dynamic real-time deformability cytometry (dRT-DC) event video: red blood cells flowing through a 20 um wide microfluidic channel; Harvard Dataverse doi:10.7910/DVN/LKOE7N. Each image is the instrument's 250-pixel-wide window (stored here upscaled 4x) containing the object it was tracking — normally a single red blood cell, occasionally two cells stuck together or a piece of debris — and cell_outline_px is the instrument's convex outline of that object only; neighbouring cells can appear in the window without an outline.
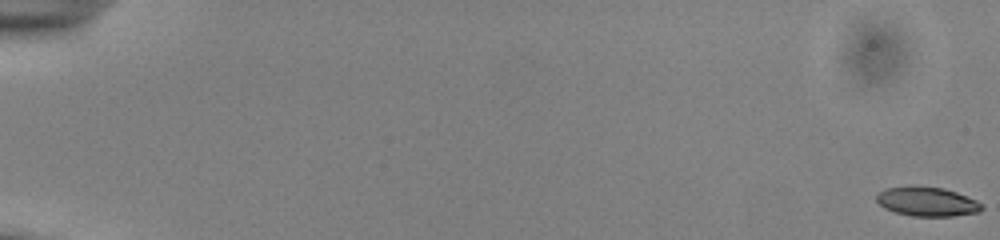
{"species": "common noctule bat (a hibernating species)", "species_latin": "Nyctalus noctula", "temperature_condition": "cold", "stored_images_in_passage": 55, "camera_frame_rate_fps": 3000, "um_per_image_px": 0.085, "animal": {"sex": "male", "body_mass_g": 13.0, "forearm_length_mm": 53.1}, "frame": {"image": 1, "passage_image": 1, "time_ms": 0.0, "image_size_px": [1000, 240], "cell_outline_px": [[984, 208], [980, 212], [952, 216], [912, 216], [896, 212], [884, 208], [876, 200], [876, 196], [880, 192], [888, 188], [912, 184], [944, 188], [956, 192], [976, 200], [984, 204]], "centroid_in_image_um": [78.82, 17.12], "position_along_channel_um": 6.2, "area_um2": 18.21}}
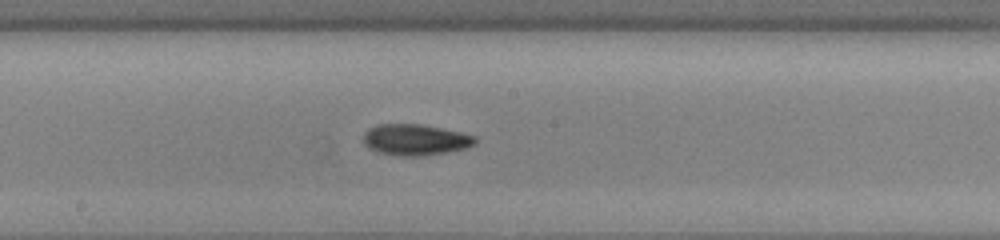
{"frame": {"image": 2, "passage_image": 32, "time_ms": 10.333, "image_size_px": [1000, 240], "cell_outline_px": [[476, 144], [468, 148], [448, 152], [420, 156], [400, 156], [376, 152], [368, 148], [364, 144], [364, 132], [368, 128], [376, 124], [420, 124], [460, 132], [476, 136]], "centroid_in_image_um": [35.29, 11.88], "position_along_channel_um": 212.9, "area_um2": 20.46}}
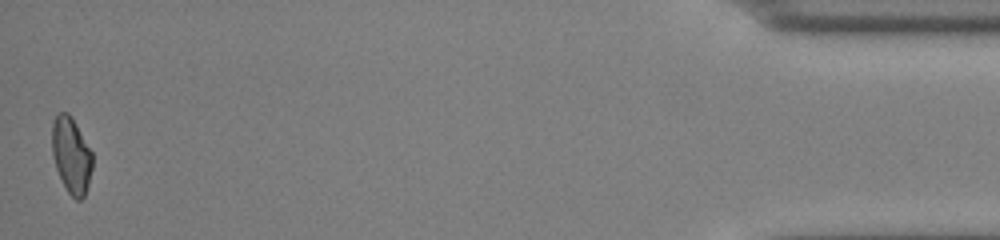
{"frame": {"image": 3, "passage_image": 55, "time_ms": 18.0, "image_size_px": [1000, 240], "cell_outline_px": [[92, 168], [88, 184], [84, 196], [80, 200], [76, 200], [68, 192], [56, 168], [52, 152], [52, 124], [56, 116], [60, 112], [68, 112], [72, 116], [92, 152]], "centroid_in_image_um": [6.06, 13.17], "position_along_channel_um": 429.1, "area_um2": 17.74}, "authors_computed_cell_mechanics": {"area_um2": 18.7272, "velocity_mm_per_s": 3.8978, "shape_relaxation_time_tau1_ms": 4.6041, "shape_relaxation_time_tau2_ms": 6.8367, "deformation_change_tau1": 0.1158, "deformation_change_tau2": 0.1398}}